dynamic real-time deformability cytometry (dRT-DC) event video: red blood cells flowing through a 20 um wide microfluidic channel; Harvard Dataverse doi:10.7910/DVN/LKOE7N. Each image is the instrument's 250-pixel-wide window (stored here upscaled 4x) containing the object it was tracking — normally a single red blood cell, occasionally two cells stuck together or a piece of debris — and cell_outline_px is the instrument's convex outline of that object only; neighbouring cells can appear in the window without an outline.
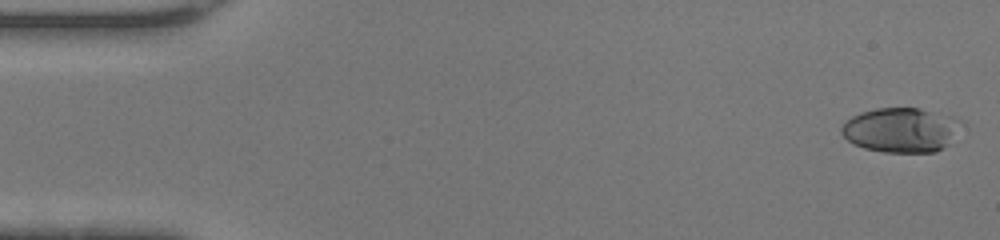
{"species": "human", "species_latin": "Homo sapiens", "temperature_condition": "warm", "stored_images_in_passage": 46, "camera_frame_rate_fps": 3000, "um_per_image_px": 0.085, "donor": {"sex": "female"}, "frame": {"image": 1, "passage_image": 1, "time_ms": 0.0, "image_size_px": [1000, 240], "cell_outline_px": [[964, 120], [948, 144], [944, 148], [936, 152], [884, 152], [864, 148], [848, 140], [840, 132], [840, 128], [852, 116], [860, 112], [876, 108], [920, 108], [952, 116]], "centroid_in_image_um": [76.6, 11.04], "position_along_channel_um": 8.4, "area_um2": 31.1}}
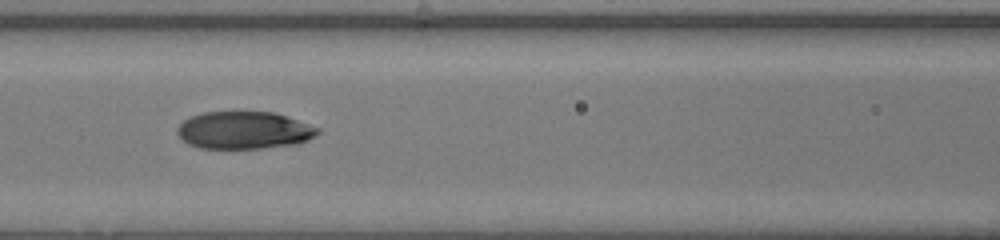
{"frame": {"image": 2, "passage_image": 20, "time_ms": 6.333, "image_size_px": [1000, 240], "cell_outline_px": [[320, 132], [308, 140], [296, 144], [264, 148], [200, 148], [188, 144], [176, 132], [176, 128], [184, 120], [192, 116], [204, 112], [272, 112], [320, 128]], "centroid_in_image_um": [20.73, 11.08], "position_along_channel_um": 145.9, "area_um2": 30.4}}
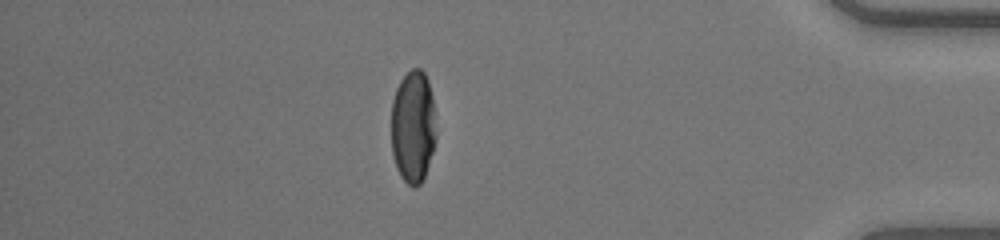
{"frame": {"image": 3, "passage_image": 40, "time_ms": 13.0, "image_size_px": [1000, 240], "cell_outline_px": [[436, 140], [424, 176], [420, 184], [416, 188], [412, 188], [400, 176], [396, 168], [392, 152], [392, 100], [396, 88], [400, 80], [412, 68], [420, 68], [424, 72], [428, 80], [432, 96], [436, 132]], "centroid_in_image_um": [35.1, 10.77], "position_along_channel_um": 400.1, "area_um2": 29.54}, "authors_computed_cell_mechanics": {"area_um2": 31.0964, "velocity_mm_per_s": 4.4668, "shape_relaxation_time_tau1_ms": 6.7286, "shape_relaxation_time_tau2_ms": 1.4871, "deformation_change_tau1": 0.2554, "deformation_change_tau2": 0.0372}}